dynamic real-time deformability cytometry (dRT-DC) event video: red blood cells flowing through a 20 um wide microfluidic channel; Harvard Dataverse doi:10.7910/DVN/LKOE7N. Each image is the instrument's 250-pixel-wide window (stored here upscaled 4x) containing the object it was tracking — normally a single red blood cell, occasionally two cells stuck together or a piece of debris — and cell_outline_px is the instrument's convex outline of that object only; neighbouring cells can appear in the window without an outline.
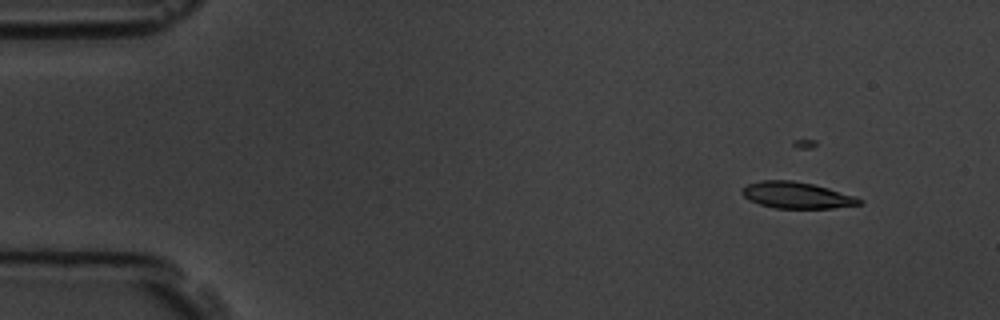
{"species": "common noctule bat (a hibernating species)", "species_latin": "Nyctalus noctula", "temperature_condition": "room temperature", "stored_images_in_passage": 3, "camera_frame_rate_fps": 3000, "um_per_image_px": 0.085, "animal": {"sex": "male", "body_mass_g": 19.5, "forearm_length_mm": 54.6}, "frame": {"image": 1, "passage_image": 1, "time_ms": 0.0, "image_size_px": [1000, 320], "cell_outline_px": [[864, 200], [860, 204], [832, 208], [776, 208], [760, 204], [744, 196], [740, 192], [748, 184], [760, 180], [792, 180], [812, 184], [828, 188]], "centroid_in_image_um": [67.7, 16.59], "position_along_channel_um": 17.3, "area_um2": 17.69}}
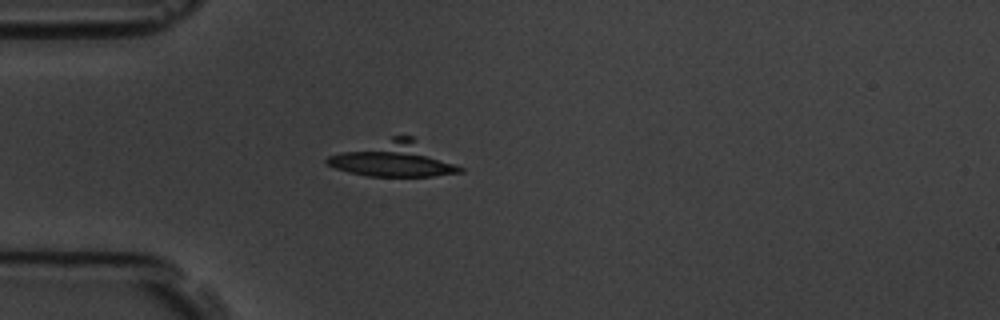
{"frame": {"image": 2, "passage_image": 3, "time_ms": 3.333, "image_size_px": [1000, 320], "cell_outline_px": [[464, 172], [432, 176], [368, 176], [348, 172], [336, 168], [328, 164], [324, 160], [328, 156], [340, 152], [392, 136], [412, 136], [464, 168]], "centroid_in_image_um": [33.51, 13.53], "position_along_channel_um": 51.5, "area_um2": 26.99}}